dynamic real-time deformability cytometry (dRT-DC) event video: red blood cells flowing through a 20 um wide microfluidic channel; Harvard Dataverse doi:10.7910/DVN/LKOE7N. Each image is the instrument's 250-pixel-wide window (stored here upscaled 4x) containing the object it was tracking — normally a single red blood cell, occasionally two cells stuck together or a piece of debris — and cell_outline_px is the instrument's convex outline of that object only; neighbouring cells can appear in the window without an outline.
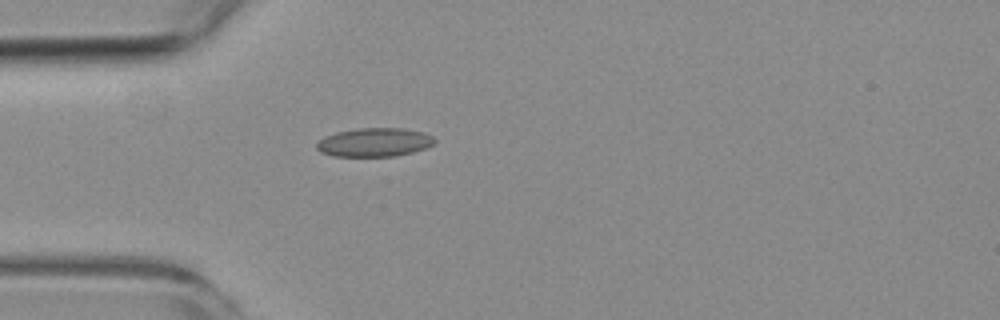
{"species": "common noctule bat (a hibernating species)", "species_latin": "Nyctalus noctula", "temperature_condition": "room temperature", "stored_images_in_passage": 1, "camera_frame_rate_fps": 3000, "um_per_image_px": 0.085, "animal": {"sex": "female", "body_mass_g": 19.3, "forearm_length_mm": 54.1}, "frame": {"image": 1, "passage_image": 1, "time_ms": 0.0, "image_size_px": [1000, 320], "cell_outline_px": [[436, 140], [432, 144], [424, 148], [412, 152], [396, 156], [332, 156], [320, 152], [316, 148], [316, 144], [324, 136], [336, 132], [356, 128], [404, 128], [424, 132], [432, 136]], "centroid_in_image_um": [31.8, 12.09], "position_along_channel_um": 53.2, "area_um2": 19.77}}